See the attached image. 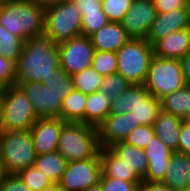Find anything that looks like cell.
Segmentation results:
<instances>
[{
	"instance_id": "5",
	"label": "cell",
	"mask_w": 190,
	"mask_h": 191,
	"mask_svg": "<svg viewBox=\"0 0 190 191\" xmlns=\"http://www.w3.org/2000/svg\"><path fill=\"white\" fill-rule=\"evenodd\" d=\"M116 55L117 73L131 84H144L154 56L153 46L146 39L130 38Z\"/></svg>"
},
{
	"instance_id": "37",
	"label": "cell",
	"mask_w": 190,
	"mask_h": 191,
	"mask_svg": "<svg viewBox=\"0 0 190 191\" xmlns=\"http://www.w3.org/2000/svg\"><path fill=\"white\" fill-rule=\"evenodd\" d=\"M154 135L155 130L153 126L142 125L130 132L124 142L144 150Z\"/></svg>"
},
{
	"instance_id": "14",
	"label": "cell",
	"mask_w": 190,
	"mask_h": 191,
	"mask_svg": "<svg viewBox=\"0 0 190 191\" xmlns=\"http://www.w3.org/2000/svg\"><path fill=\"white\" fill-rule=\"evenodd\" d=\"M66 122L61 118H38L30 129L37 155L57 151L59 135Z\"/></svg>"
},
{
	"instance_id": "54",
	"label": "cell",
	"mask_w": 190,
	"mask_h": 191,
	"mask_svg": "<svg viewBox=\"0 0 190 191\" xmlns=\"http://www.w3.org/2000/svg\"><path fill=\"white\" fill-rule=\"evenodd\" d=\"M3 87L0 85V95L2 94Z\"/></svg>"
},
{
	"instance_id": "38",
	"label": "cell",
	"mask_w": 190,
	"mask_h": 191,
	"mask_svg": "<svg viewBox=\"0 0 190 191\" xmlns=\"http://www.w3.org/2000/svg\"><path fill=\"white\" fill-rule=\"evenodd\" d=\"M102 191H138L142 181H124L121 179L100 177Z\"/></svg>"
},
{
	"instance_id": "22",
	"label": "cell",
	"mask_w": 190,
	"mask_h": 191,
	"mask_svg": "<svg viewBox=\"0 0 190 191\" xmlns=\"http://www.w3.org/2000/svg\"><path fill=\"white\" fill-rule=\"evenodd\" d=\"M117 156L133 169L136 175L143 180L147 172L148 161L144 150L124 141L114 143L109 147Z\"/></svg>"
},
{
	"instance_id": "48",
	"label": "cell",
	"mask_w": 190,
	"mask_h": 191,
	"mask_svg": "<svg viewBox=\"0 0 190 191\" xmlns=\"http://www.w3.org/2000/svg\"><path fill=\"white\" fill-rule=\"evenodd\" d=\"M42 191H63L58 184H53L50 187L43 189Z\"/></svg>"
},
{
	"instance_id": "28",
	"label": "cell",
	"mask_w": 190,
	"mask_h": 191,
	"mask_svg": "<svg viewBox=\"0 0 190 191\" xmlns=\"http://www.w3.org/2000/svg\"><path fill=\"white\" fill-rule=\"evenodd\" d=\"M160 111L161 101L149 94L132 109L131 116L139 126H153Z\"/></svg>"
},
{
	"instance_id": "41",
	"label": "cell",
	"mask_w": 190,
	"mask_h": 191,
	"mask_svg": "<svg viewBox=\"0 0 190 191\" xmlns=\"http://www.w3.org/2000/svg\"><path fill=\"white\" fill-rule=\"evenodd\" d=\"M157 13L170 12L171 10L190 8L189 0H152Z\"/></svg>"
},
{
	"instance_id": "52",
	"label": "cell",
	"mask_w": 190,
	"mask_h": 191,
	"mask_svg": "<svg viewBox=\"0 0 190 191\" xmlns=\"http://www.w3.org/2000/svg\"><path fill=\"white\" fill-rule=\"evenodd\" d=\"M187 188L190 189V170H189V178H188V182H187Z\"/></svg>"
},
{
	"instance_id": "51",
	"label": "cell",
	"mask_w": 190,
	"mask_h": 191,
	"mask_svg": "<svg viewBox=\"0 0 190 191\" xmlns=\"http://www.w3.org/2000/svg\"><path fill=\"white\" fill-rule=\"evenodd\" d=\"M183 122L190 127V114L183 119Z\"/></svg>"
},
{
	"instance_id": "49",
	"label": "cell",
	"mask_w": 190,
	"mask_h": 191,
	"mask_svg": "<svg viewBox=\"0 0 190 191\" xmlns=\"http://www.w3.org/2000/svg\"><path fill=\"white\" fill-rule=\"evenodd\" d=\"M5 174L6 173H5L4 169H3V165H2V162L0 160V181L2 180V178L4 177Z\"/></svg>"
},
{
	"instance_id": "50",
	"label": "cell",
	"mask_w": 190,
	"mask_h": 191,
	"mask_svg": "<svg viewBox=\"0 0 190 191\" xmlns=\"http://www.w3.org/2000/svg\"><path fill=\"white\" fill-rule=\"evenodd\" d=\"M2 122V94L0 95V128Z\"/></svg>"
},
{
	"instance_id": "4",
	"label": "cell",
	"mask_w": 190,
	"mask_h": 191,
	"mask_svg": "<svg viewBox=\"0 0 190 191\" xmlns=\"http://www.w3.org/2000/svg\"><path fill=\"white\" fill-rule=\"evenodd\" d=\"M36 157L30 130L0 131V160L6 174L33 166Z\"/></svg>"
},
{
	"instance_id": "27",
	"label": "cell",
	"mask_w": 190,
	"mask_h": 191,
	"mask_svg": "<svg viewBox=\"0 0 190 191\" xmlns=\"http://www.w3.org/2000/svg\"><path fill=\"white\" fill-rule=\"evenodd\" d=\"M160 101L161 110L184 119L190 114V86L167 94Z\"/></svg>"
},
{
	"instance_id": "24",
	"label": "cell",
	"mask_w": 190,
	"mask_h": 191,
	"mask_svg": "<svg viewBox=\"0 0 190 191\" xmlns=\"http://www.w3.org/2000/svg\"><path fill=\"white\" fill-rule=\"evenodd\" d=\"M149 94L144 84H131L123 94L112 100L110 114L121 115L131 112Z\"/></svg>"
},
{
	"instance_id": "39",
	"label": "cell",
	"mask_w": 190,
	"mask_h": 191,
	"mask_svg": "<svg viewBox=\"0 0 190 191\" xmlns=\"http://www.w3.org/2000/svg\"><path fill=\"white\" fill-rule=\"evenodd\" d=\"M16 81V67L11 60L0 56V85L5 88L15 86Z\"/></svg>"
},
{
	"instance_id": "53",
	"label": "cell",
	"mask_w": 190,
	"mask_h": 191,
	"mask_svg": "<svg viewBox=\"0 0 190 191\" xmlns=\"http://www.w3.org/2000/svg\"><path fill=\"white\" fill-rule=\"evenodd\" d=\"M7 1H12V0H0V4L7 2Z\"/></svg>"
},
{
	"instance_id": "20",
	"label": "cell",
	"mask_w": 190,
	"mask_h": 191,
	"mask_svg": "<svg viewBox=\"0 0 190 191\" xmlns=\"http://www.w3.org/2000/svg\"><path fill=\"white\" fill-rule=\"evenodd\" d=\"M190 170V155L175 151L172 154L165 177L161 183L174 190L182 191L187 188Z\"/></svg>"
},
{
	"instance_id": "40",
	"label": "cell",
	"mask_w": 190,
	"mask_h": 191,
	"mask_svg": "<svg viewBox=\"0 0 190 191\" xmlns=\"http://www.w3.org/2000/svg\"><path fill=\"white\" fill-rule=\"evenodd\" d=\"M0 191H31L17 174H5L0 181Z\"/></svg>"
},
{
	"instance_id": "13",
	"label": "cell",
	"mask_w": 190,
	"mask_h": 191,
	"mask_svg": "<svg viewBox=\"0 0 190 191\" xmlns=\"http://www.w3.org/2000/svg\"><path fill=\"white\" fill-rule=\"evenodd\" d=\"M139 125L131 116V112L121 115L109 114L97 127L101 148H109L114 143L124 141L130 132Z\"/></svg>"
},
{
	"instance_id": "18",
	"label": "cell",
	"mask_w": 190,
	"mask_h": 191,
	"mask_svg": "<svg viewBox=\"0 0 190 191\" xmlns=\"http://www.w3.org/2000/svg\"><path fill=\"white\" fill-rule=\"evenodd\" d=\"M95 51L117 52L129 39L121 23L109 22L89 36Z\"/></svg>"
},
{
	"instance_id": "7",
	"label": "cell",
	"mask_w": 190,
	"mask_h": 191,
	"mask_svg": "<svg viewBox=\"0 0 190 191\" xmlns=\"http://www.w3.org/2000/svg\"><path fill=\"white\" fill-rule=\"evenodd\" d=\"M37 119L32 103L19 86L3 88L0 131H28Z\"/></svg>"
},
{
	"instance_id": "2",
	"label": "cell",
	"mask_w": 190,
	"mask_h": 191,
	"mask_svg": "<svg viewBox=\"0 0 190 191\" xmlns=\"http://www.w3.org/2000/svg\"><path fill=\"white\" fill-rule=\"evenodd\" d=\"M44 16L45 10L32 2L12 0L0 4V24L23 41L43 35Z\"/></svg>"
},
{
	"instance_id": "32",
	"label": "cell",
	"mask_w": 190,
	"mask_h": 191,
	"mask_svg": "<svg viewBox=\"0 0 190 191\" xmlns=\"http://www.w3.org/2000/svg\"><path fill=\"white\" fill-rule=\"evenodd\" d=\"M20 179L31 189V191H42L54 183L40 172L34 165L17 173Z\"/></svg>"
},
{
	"instance_id": "30",
	"label": "cell",
	"mask_w": 190,
	"mask_h": 191,
	"mask_svg": "<svg viewBox=\"0 0 190 191\" xmlns=\"http://www.w3.org/2000/svg\"><path fill=\"white\" fill-rule=\"evenodd\" d=\"M24 41L11 34L0 24V56L13 61L15 64L21 55Z\"/></svg>"
},
{
	"instance_id": "23",
	"label": "cell",
	"mask_w": 190,
	"mask_h": 191,
	"mask_svg": "<svg viewBox=\"0 0 190 191\" xmlns=\"http://www.w3.org/2000/svg\"><path fill=\"white\" fill-rule=\"evenodd\" d=\"M111 102L112 100L104 92L88 94L85 105V124L98 127L110 114Z\"/></svg>"
},
{
	"instance_id": "25",
	"label": "cell",
	"mask_w": 190,
	"mask_h": 191,
	"mask_svg": "<svg viewBox=\"0 0 190 191\" xmlns=\"http://www.w3.org/2000/svg\"><path fill=\"white\" fill-rule=\"evenodd\" d=\"M68 161L58 152L37 155L34 166L54 183L61 180Z\"/></svg>"
},
{
	"instance_id": "31",
	"label": "cell",
	"mask_w": 190,
	"mask_h": 191,
	"mask_svg": "<svg viewBox=\"0 0 190 191\" xmlns=\"http://www.w3.org/2000/svg\"><path fill=\"white\" fill-rule=\"evenodd\" d=\"M41 82L58 94L61 102L74 89L72 76L67 74L61 67L54 70L51 75Z\"/></svg>"
},
{
	"instance_id": "6",
	"label": "cell",
	"mask_w": 190,
	"mask_h": 191,
	"mask_svg": "<svg viewBox=\"0 0 190 191\" xmlns=\"http://www.w3.org/2000/svg\"><path fill=\"white\" fill-rule=\"evenodd\" d=\"M82 16L71 0H62L45 10L43 35L60 43L82 35Z\"/></svg>"
},
{
	"instance_id": "44",
	"label": "cell",
	"mask_w": 190,
	"mask_h": 191,
	"mask_svg": "<svg viewBox=\"0 0 190 191\" xmlns=\"http://www.w3.org/2000/svg\"><path fill=\"white\" fill-rule=\"evenodd\" d=\"M138 191H177L161 182L142 181Z\"/></svg>"
},
{
	"instance_id": "33",
	"label": "cell",
	"mask_w": 190,
	"mask_h": 191,
	"mask_svg": "<svg viewBox=\"0 0 190 191\" xmlns=\"http://www.w3.org/2000/svg\"><path fill=\"white\" fill-rule=\"evenodd\" d=\"M131 85V83L118 73L106 75L100 86V91L111 100L116 99L123 94Z\"/></svg>"
},
{
	"instance_id": "16",
	"label": "cell",
	"mask_w": 190,
	"mask_h": 191,
	"mask_svg": "<svg viewBox=\"0 0 190 191\" xmlns=\"http://www.w3.org/2000/svg\"><path fill=\"white\" fill-rule=\"evenodd\" d=\"M144 152L148 166L145 178L142 181L162 182L174 151L154 135Z\"/></svg>"
},
{
	"instance_id": "21",
	"label": "cell",
	"mask_w": 190,
	"mask_h": 191,
	"mask_svg": "<svg viewBox=\"0 0 190 191\" xmlns=\"http://www.w3.org/2000/svg\"><path fill=\"white\" fill-rule=\"evenodd\" d=\"M183 122L178 116L161 110L154 122L155 135L174 152L178 151L179 132Z\"/></svg>"
},
{
	"instance_id": "55",
	"label": "cell",
	"mask_w": 190,
	"mask_h": 191,
	"mask_svg": "<svg viewBox=\"0 0 190 191\" xmlns=\"http://www.w3.org/2000/svg\"><path fill=\"white\" fill-rule=\"evenodd\" d=\"M182 191H190V189H189V188H186L185 190H182Z\"/></svg>"
},
{
	"instance_id": "47",
	"label": "cell",
	"mask_w": 190,
	"mask_h": 191,
	"mask_svg": "<svg viewBox=\"0 0 190 191\" xmlns=\"http://www.w3.org/2000/svg\"><path fill=\"white\" fill-rule=\"evenodd\" d=\"M84 191H102L101 183L98 182L97 184L90 186L88 189Z\"/></svg>"
},
{
	"instance_id": "19",
	"label": "cell",
	"mask_w": 190,
	"mask_h": 191,
	"mask_svg": "<svg viewBox=\"0 0 190 191\" xmlns=\"http://www.w3.org/2000/svg\"><path fill=\"white\" fill-rule=\"evenodd\" d=\"M101 177H110L124 181H142L124 160L117 156L110 148H101Z\"/></svg>"
},
{
	"instance_id": "29",
	"label": "cell",
	"mask_w": 190,
	"mask_h": 191,
	"mask_svg": "<svg viewBox=\"0 0 190 191\" xmlns=\"http://www.w3.org/2000/svg\"><path fill=\"white\" fill-rule=\"evenodd\" d=\"M104 76L90 67L79 73L72 75V82L75 90L81 91L88 95L100 91V86Z\"/></svg>"
},
{
	"instance_id": "12",
	"label": "cell",
	"mask_w": 190,
	"mask_h": 191,
	"mask_svg": "<svg viewBox=\"0 0 190 191\" xmlns=\"http://www.w3.org/2000/svg\"><path fill=\"white\" fill-rule=\"evenodd\" d=\"M157 11L152 0H134L121 24L132 39H146Z\"/></svg>"
},
{
	"instance_id": "43",
	"label": "cell",
	"mask_w": 190,
	"mask_h": 191,
	"mask_svg": "<svg viewBox=\"0 0 190 191\" xmlns=\"http://www.w3.org/2000/svg\"><path fill=\"white\" fill-rule=\"evenodd\" d=\"M178 139L179 143L177 152L190 155V127L184 122L181 124Z\"/></svg>"
},
{
	"instance_id": "11",
	"label": "cell",
	"mask_w": 190,
	"mask_h": 191,
	"mask_svg": "<svg viewBox=\"0 0 190 191\" xmlns=\"http://www.w3.org/2000/svg\"><path fill=\"white\" fill-rule=\"evenodd\" d=\"M32 103L38 118H61L60 96L42 82H24L18 85Z\"/></svg>"
},
{
	"instance_id": "26",
	"label": "cell",
	"mask_w": 190,
	"mask_h": 191,
	"mask_svg": "<svg viewBox=\"0 0 190 191\" xmlns=\"http://www.w3.org/2000/svg\"><path fill=\"white\" fill-rule=\"evenodd\" d=\"M87 95L73 89L62 101L61 119L65 122H81L85 124V105Z\"/></svg>"
},
{
	"instance_id": "35",
	"label": "cell",
	"mask_w": 190,
	"mask_h": 191,
	"mask_svg": "<svg viewBox=\"0 0 190 191\" xmlns=\"http://www.w3.org/2000/svg\"><path fill=\"white\" fill-rule=\"evenodd\" d=\"M134 0H101L102 10L110 22L121 23Z\"/></svg>"
},
{
	"instance_id": "15",
	"label": "cell",
	"mask_w": 190,
	"mask_h": 191,
	"mask_svg": "<svg viewBox=\"0 0 190 191\" xmlns=\"http://www.w3.org/2000/svg\"><path fill=\"white\" fill-rule=\"evenodd\" d=\"M190 27V8L173 9L170 12L157 13L146 40L153 45L156 41L172 32Z\"/></svg>"
},
{
	"instance_id": "34",
	"label": "cell",
	"mask_w": 190,
	"mask_h": 191,
	"mask_svg": "<svg viewBox=\"0 0 190 191\" xmlns=\"http://www.w3.org/2000/svg\"><path fill=\"white\" fill-rule=\"evenodd\" d=\"M117 55L116 52L95 51L91 67L102 76L117 73Z\"/></svg>"
},
{
	"instance_id": "36",
	"label": "cell",
	"mask_w": 190,
	"mask_h": 191,
	"mask_svg": "<svg viewBox=\"0 0 190 191\" xmlns=\"http://www.w3.org/2000/svg\"><path fill=\"white\" fill-rule=\"evenodd\" d=\"M109 22L104 12L84 13L81 23L82 35L89 37Z\"/></svg>"
},
{
	"instance_id": "8",
	"label": "cell",
	"mask_w": 190,
	"mask_h": 191,
	"mask_svg": "<svg viewBox=\"0 0 190 191\" xmlns=\"http://www.w3.org/2000/svg\"><path fill=\"white\" fill-rule=\"evenodd\" d=\"M144 86L159 100L167 94L184 88L186 83L179 60L164 59L154 55L149 64Z\"/></svg>"
},
{
	"instance_id": "1",
	"label": "cell",
	"mask_w": 190,
	"mask_h": 191,
	"mask_svg": "<svg viewBox=\"0 0 190 191\" xmlns=\"http://www.w3.org/2000/svg\"><path fill=\"white\" fill-rule=\"evenodd\" d=\"M15 67L16 86L24 82H41L60 68L58 43L45 35L27 38Z\"/></svg>"
},
{
	"instance_id": "9",
	"label": "cell",
	"mask_w": 190,
	"mask_h": 191,
	"mask_svg": "<svg viewBox=\"0 0 190 191\" xmlns=\"http://www.w3.org/2000/svg\"><path fill=\"white\" fill-rule=\"evenodd\" d=\"M100 153L95 158L70 161L58 185L63 191H84L101 177Z\"/></svg>"
},
{
	"instance_id": "45",
	"label": "cell",
	"mask_w": 190,
	"mask_h": 191,
	"mask_svg": "<svg viewBox=\"0 0 190 191\" xmlns=\"http://www.w3.org/2000/svg\"><path fill=\"white\" fill-rule=\"evenodd\" d=\"M179 63L185 83L190 86V52L180 58Z\"/></svg>"
},
{
	"instance_id": "46",
	"label": "cell",
	"mask_w": 190,
	"mask_h": 191,
	"mask_svg": "<svg viewBox=\"0 0 190 191\" xmlns=\"http://www.w3.org/2000/svg\"><path fill=\"white\" fill-rule=\"evenodd\" d=\"M24 1L32 2L40 6L42 9L46 10L50 7H53L55 4H58L62 0H24Z\"/></svg>"
},
{
	"instance_id": "42",
	"label": "cell",
	"mask_w": 190,
	"mask_h": 191,
	"mask_svg": "<svg viewBox=\"0 0 190 191\" xmlns=\"http://www.w3.org/2000/svg\"><path fill=\"white\" fill-rule=\"evenodd\" d=\"M79 10L81 16L84 13L103 12L101 0H71Z\"/></svg>"
},
{
	"instance_id": "3",
	"label": "cell",
	"mask_w": 190,
	"mask_h": 191,
	"mask_svg": "<svg viewBox=\"0 0 190 191\" xmlns=\"http://www.w3.org/2000/svg\"><path fill=\"white\" fill-rule=\"evenodd\" d=\"M100 150L97 127L81 122L62 126L57 151L68 162L95 158Z\"/></svg>"
},
{
	"instance_id": "10",
	"label": "cell",
	"mask_w": 190,
	"mask_h": 191,
	"mask_svg": "<svg viewBox=\"0 0 190 191\" xmlns=\"http://www.w3.org/2000/svg\"><path fill=\"white\" fill-rule=\"evenodd\" d=\"M60 67L71 76L91 67L94 47L90 37L80 35L58 43Z\"/></svg>"
},
{
	"instance_id": "17",
	"label": "cell",
	"mask_w": 190,
	"mask_h": 191,
	"mask_svg": "<svg viewBox=\"0 0 190 191\" xmlns=\"http://www.w3.org/2000/svg\"><path fill=\"white\" fill-rule=\"evenodd\" d=\"M152 46L156 57L179 60L190 52V27L172 32Z\"/></svg>"
}]
</instances>
